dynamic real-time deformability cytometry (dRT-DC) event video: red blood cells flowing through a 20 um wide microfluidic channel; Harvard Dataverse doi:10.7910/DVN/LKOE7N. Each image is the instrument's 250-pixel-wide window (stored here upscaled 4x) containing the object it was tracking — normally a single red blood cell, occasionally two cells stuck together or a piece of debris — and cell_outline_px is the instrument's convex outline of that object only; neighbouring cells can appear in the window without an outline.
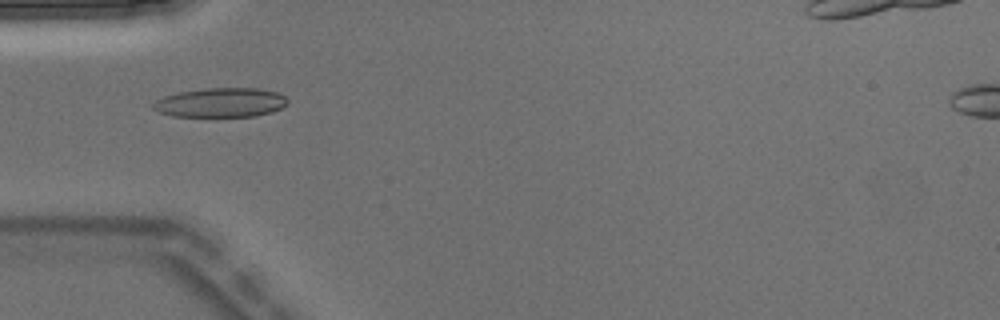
{"species": "Egyptian fruit bat (a non-hibernating species)", "species_latin": "Rousettus aegyptiacus", "temperature_condition": "warm", "stored_images_in_passage": 2, "camera_frame_rate_fps": 3000, "um_per_image_px": 0.085, "animal": {"sex": "male"}, "frame": {"image": 1, "passage_image": 1, "time_ms": 0.0, "image_size_px": [1000, 320], "cell_outline_px": [[288, 104], [272, 112], [256, 116], [212, 120], [172, 116], [160, 112], [152, 108], [152, 104], [156, 100], [164, 96], [180, 92], [208, 88], [256, 88], [276, 92], [284, 96], [288, 100]], "centroid_in_image_um": [18.74, 8.78], "position_along_channel_um": 66.3, "area_um2": 24.04}}